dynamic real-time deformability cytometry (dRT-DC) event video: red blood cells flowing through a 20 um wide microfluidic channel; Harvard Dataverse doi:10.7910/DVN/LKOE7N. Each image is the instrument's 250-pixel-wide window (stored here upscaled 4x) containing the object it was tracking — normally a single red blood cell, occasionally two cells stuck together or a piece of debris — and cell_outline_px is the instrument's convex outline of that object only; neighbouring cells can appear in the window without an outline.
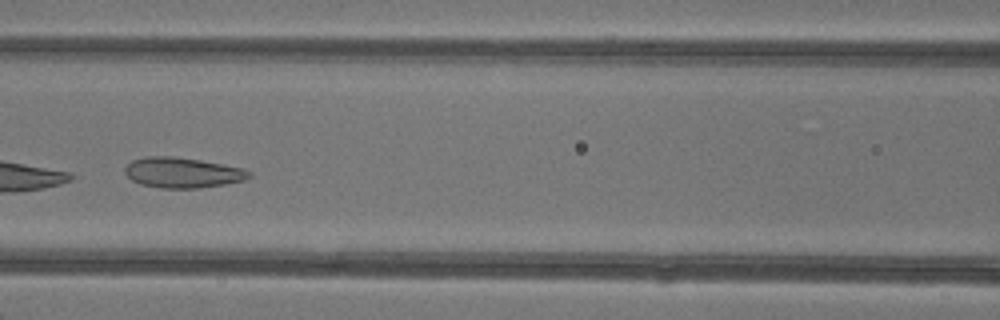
{"species": "common noctule bat (a hibernating species)", "species_latin": "Nyctalus noctula", "temperature_condition": "warm", "stored_images_in_passage": 5, "camera_frame_rate_fps": 3000, "um_per_image_px": 0.085, "animal": {"sex": "female"}, "frame": {"image": 1, "passage_image": 5, "time_ms": 4.667, "image_size_px": [1000, 320], "cell_outline_px": [[252, 176], [244, 180], [224, 184], [200, 188], [160, 188], [140, 184], [132, 180], [124, 172], [124, 168], [132, 160], [144, 156], [172, 156], [200, 160], [244, 168], [252, 172]], "centroid_in_image_um": [15.51, 14.67], "position_along_channel_um": 151.1, "area_um2": 22.08}}